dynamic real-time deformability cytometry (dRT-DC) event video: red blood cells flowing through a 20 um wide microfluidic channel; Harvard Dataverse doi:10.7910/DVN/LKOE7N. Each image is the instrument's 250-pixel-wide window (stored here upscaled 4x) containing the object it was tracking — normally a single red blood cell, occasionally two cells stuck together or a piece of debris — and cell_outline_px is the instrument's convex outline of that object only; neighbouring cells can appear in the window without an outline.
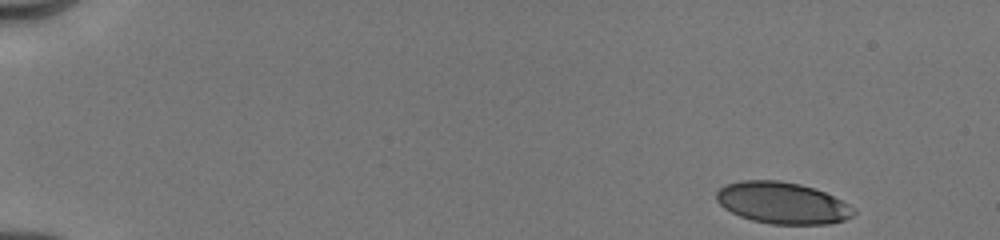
{"species": "human", "species_latin": "Homo sapiens", "temperature_condition": "cold", "stored_images_in_passage": 9, "camera_frame_rate_fps": 3000, "um_per_image_px": 0.085, "donor": {"sex": "male"}, "frame": {"image": 1, "passage_image": 1, "time_ms": 0.0, "image_size_px": [1000, 240], "cell_outline_px": [[856, 212], [852, 216], [844, 220], [828, 224], [772, 224], [752, 220], [740, 216], [724, 208], [716, 200], [716, 192], [724, 184], [740, 180], [780, 180], [800, 184], [824, 192], [848, 204]], "centroid_in_image_um": [66.46, 17.24], "position_along_channel_um": 18.5, "area_um2": 33.18}}
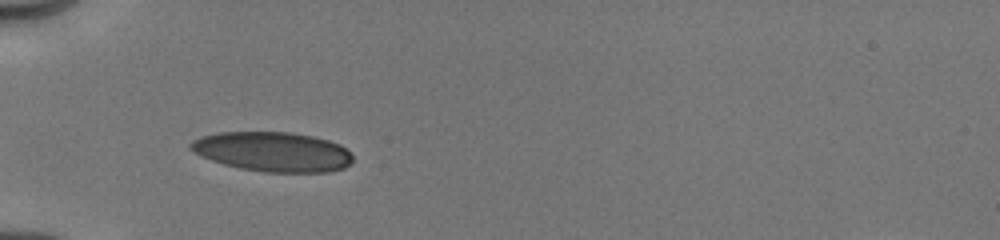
{"frame": {"image": 2, "passage_image": 8, "time_ms": 4.333, "image_size_px": [1000, 240], "cell_outline_px": [[352, 160], [344, 168], [328, 172], [264, 172], [240, 168], [224, 164], [200, 156], [188, 148], [188, 144], [192, 140], [200, 136], [220, 132], [292, 132], [312, 136], [328, 140], [340, 144], [352, 156]], "centroid_in_image_um": [23.14, 12.89], "position_along_channel_um": 61.9, "area_um2": 37.51}}